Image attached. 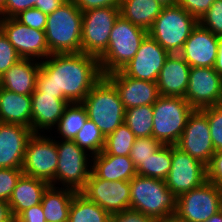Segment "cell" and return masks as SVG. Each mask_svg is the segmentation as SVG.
<instances>
[{
    "label": "cell",
    "mask_w": 222,
    "mask_h": 222,
    "mask_svg": "<svg viewBox=\"0 0 222 222\" xmlns=\"http://www.w3.org/2000/svg\"><path fill=\"white\" fill-rule=\"evenodd\" d=\"M117 89L124 109L153 105L160 96L156 82L133 79L121 70L105 75Z\"/></svg>",
    "instance_id": "cell-18"
},
{
    "label": "cell",
    "mask_w": 222,
    "mask_h": 222,
    "mask_svg": "<svg viewBox=\"0 0 222 222\" xmlns=\"http://www.w3.org/2000/svg\"><path fill=\"white\" fill-rule=\"evenodd\" d=\"M147 35L148 31L119 15L111 30L108 47L98 58L102 75L124 68L136 55Z\"/></svg>",
    "instance_id": "cell-3"
},
{
    "label": "cell",
    "mask_w": 222,
    "mask_h": 222,
    "mask_svg": "<svg viewBox=\"0 0 222 222\" xmlns=\"http://www.w3.org/2000/svg\"><path fill=\"white\" fill-rule=\"evenodd\" d=\"M214 70L222 76V35L218 36V54L216 57Z\"/></svg>",
    "instance_id": "cell-49"
},
{
    "label": "cell",
    "mask_w": 222,
    "mask_h": 222,
    "mask_svg": "<svg viewBox=\"0 0 222 222\" xmlns=\"http://www.w3.org/2000/svg\"><path fill=\"white\" fill-rule=\"evenodd\" d=\"M207 116L215 152L222 151V104L201 109Z\"/></svg>",
    "instance_id": "cell-36"
},
{
    "label": "cell",
    "mask_w": 222,
    "mask_h": 222,
    "mask_svg": "<svg viewBox=\"0 0 222 222\" xmlns=\"http://www.w3.org/2000/svg\"><path fill=\"white\" fill-rule=\"evenodd\" d=\"M156 1L162 4L164 7L178 4V0H156Z\"/></svg>",
    "instance_id": "cell-52"
},
{
    "label": "cell",
    "mask_w": 222,
    "mask_h": 222,
    "mask_svg": "<svg viewBox=\"0 0 222 222\" xmlns=\"http://www.w3.org/2000/svg\"><path fill=\"white\" fill-rule=\"evenodd\" d=\"M191 67L178 54H170L157 78L161 96L185 97Z\"/></svg>",
    "instance_id": "cell-21"
},
{
    "label": "cell",
    "mask_w": 222,
    "mask_h": 222,
    "mask_svg": "<svg viewBox=\"0 0 222 222\" xmlns=\"http://www.w3.org/2000/svg\"><path fill=\"white\" fill-rule=\"evenodd\" d=\"M119 7H100L82 12L81 52L99 58L107 49Z\"/></svg>",
    "instance_id": "cell-8"
},
{
    "label": "cell",
    "mask_w": 222,
    "mask_h": 222,
    "mask_svg": "<svg viewBox=\"0 0 222 222\" xmlns=\"http://www.w3.org/2000/svg\"><path fill=\"white\" fill-rule=\"evenodd\" d=\"M22 174V168H0V200L9 201Z\"/></svg>",
    "instance_id": "cell-38"
},
{
    "label": "cell",
    "mask_w": 222,
    "mask_h": 222,
    "mask_svg": "<svg viewBox=\"0 0 222 222\" xmlns=\"http://www.w3.org/2000/svg\"><path fill=\"white\" fill-rule=\"evenodd\" d=\"M0 222H15L8 202L0 200Z\"/></svg>",
    "instance_id": "cell-48"
},
{
    "label": "cell",
    "mask_w": 222,
    "mask_h": 222,
    "mask_svg": "<svg viewBox=\"0 0 222 222\" xmlns=\"http://www.w3.org/2000/svg\"><path fill=\"white\" fill-rule=\"evenodd\" d=\"M130 208L158 220L176 212L177 196L164 180L136 175L130 180Z\"/></svg>",
    "instance_id": "cell-4"
},
{
    "label": "cell",
    "mask_w": 222,
    "mask_h": 222,
    "mask_svg": "<svg viewBox=\"0 0 222 222\" xmlns=\"http://www.w3.org/2000/svg\"><path fill=\"white\" fill-rule=\"evenodd\" d=\"M222 188L205 181L177 197L176 214L186 222H205L221 210Z\"/></svg>",
    "instance_id": "cell-9"
},
{
    "label": "cell",
    "mask_w": 222,
    "mask_h": 222,
    "mask_svg": "<svg viewBox=\"0 0 222 222\" xmlns=\"http://www.w3.org/2000/svg\"><path fill=\"white\" fill-rule=\"evenodd\" d=\"M198 23L196 17L190 15L178 4L166 6L148 30V35L170 54H175L181 51Z\"/></svg>",
    "instance_id": "cell-6"
},
{
    "label": "cell",
    "mask_w": 222,
    "mask_h": 222,
    "mask_svg": "<svg viewBox=\"0 0 222 222\" xmlns=\"http://www.w3.org/2000/svg\"><path fill=\"white\" fill-rule=\"evenodd\" d=\"M110 222H156V220L137 210L129 208L119 213L111 214Z\"/></svg>",
    "instance_id": "cell-44"
},
{
    "label": "cell",
    "mask_w": 222,
    "mask_h": 222,
    "mask_svg": "<svg viewBox=\"0 0 222 222\" xmlns=\"http://www.w3.org/2000/svg\"><path fill=\"white\" fill-rule=\"evenodd\" d=\"M22 59L8 38L0 31V77Z\"/></svg>",
    "instance_id": "cell-39"
},
{
    "label": "cell",
    "mask_w": 222,
    "mask_h": 222,
    "mask_svg": "<svg viewBox=\"0 0 222 222\" xmlns=\"http://www.w3.org/2000/svg\"><path fill=\"white\" fill-rule=\"evenodd\" d=\"M92 159L91 171L100 179L130 181L137 175L130 156L109 155L102 151Z\"/></svg>",
    "instance_id": "cell-25"
},
{
    "label": "cell",
    "mask_w": 222,
    "mask_h": 222,
    "mask_svg": "<svg viewBox=\"0 0 222 222\" xmlns=\"http://www.w3.org/2000/svg\"><path fill=\"white\" fill-rule=\"evenodd\" d=\"M184 99L200 110L222 104V76L214 67H191Z\"/></svg>",
    "instance_id": "cell-14"
},
{
    "label": "cell",
    "mask_w": 222,
    "mask_h": 222,
    "mask_svg": "<svg viewBox=\"0 0 222 222\" xmlns=\"http://www.w3.org/2000/svg\"><path fill=\"white\" fill-rule=\"evenodd\" d=\"M172 165V145H162L137 168V175L166 180Z\"/></svg>",
    "instance_id": "cell-30"
},
{
    "label": "cell",
    "mask_w": 222,
    "mask_h": 222,
    "mask_svg": "<svg viewBox=\"0 0 222 222\" xmlns=\"http://www.w3.org/2000/svg\"><path fill=\"white\" fill-rule=\"evenodd\" d=\"M136 137L123 123L105 138L104 152L109 155L130 156Z\"/></svg>",
    "instance_id": "cell-33"
},
{
    "label": "cell",
    "mask_w": 222,
    "mask_h": 222,
    "mask_svg": "<svg viewBox=\"0 0 222 222\" xmlns=\"http://www.w3.org/2000/svg\"><path fill=\"white\" fill-rule=\"evenodd\" d=\"M105 138L124 123L125 109L115 86L103 76L81 102Z\"/></svg>",
    "instance_id": "cell-5"
},
{
    "label": "cell",
    "mask_w": 222,
    "mask_h": 222,
    "mask_svg": "<svg viewBox=\"0 0 222 222\" xmlns=\"http://www.w3.org/2000/svg\"><path fill=\"white\" fill-rule=\"evenodd\" d=\"M216 0H178V5L198 20Z\"/></svg>",
    "instance_id": "cell-43"
},
{
    "label": "cell",
    "mask_w": 222,
    "mask_h": 222,
    "mask_svg": "<svg viewBox=\"0 0 222 222\" xmlns=\"http://www.w3.org/2000/svg\"><path fill=\"white\" fill-rule=\"evenodd\" d=\"M207 181L206 165L172 145V165L165 182L177 197Z\"/></svg>",
    "instance_id": "cell-15"
},
{
    "label": "cell",
    "mask_w": 222,
    "mask_h": 222,
    "mask_svg": "<svg viewBox=\"0 0 222 222\" xmlns=\"http://www.w3.org/2000/svg\"><path fill=\"white\" fill-rule=\"evenodd\" d=\"M198 22L212 34L222 35V0H216Z\"/></svg>",
    "instance_id": "cell-37"
},
{
    "label": "cell",
    "mask_w": 222,
    "mask_h": 222,
    "mask_svg": "<svg viewBox=\"0 0 222 222\" xmlns=\"http://www.w3.org/2000/svg\"><path fill=\"white\" fill-rule=\"evenodd\" d=\"M0 28L23 59H43L51 54L46 43L45 31L30 28L15 18L0 17ZM41 57V58H40ZM36 58V59H35Z\"/></svg>",
    "instance_id": "cell-13"
},
{
    "label": "cell",
    "mask_w": 222,
    "mask_h": 222,
    "mask_svg": "<svg viewBox=\"0 0 222 222\" xmlns=\"http://www.w3.org/2000/svg\"><path fill=\"white\" fill-rule=\"evenodd\" d=\"M77 191L50 185L44 192L41 206L46 222H68L71 201Z\"/></svg>",
    "instance_id": "cell-27"
},
{
    "label": "cell",
    "mask_w": 222,
    "mask_h": 222,
    "mask_svg": "<svg viewBox=\"0 0 222 222\" xmlns=\"http://www.w3.org/2000/svg\"><path fill=\"white\" fill-rule=\"evenodd\" d=\"M57 152L56 183L61 182L65 188L80 192L91 173V167L88 168L87 165V151L81 149L73 140L63 139L61 142L57 141Z\"/></svg>",
    "instance_id": "cell-11"
},
{
    "label": "cell",
    "mask_w": 222,
    "mask_h": 222,
    "mask_svg": "<svg viewBox=\"0 0 222 222\" xmlns=\"http://www.w3.org/2000/svg\"><path fill=\"white\" fill-rule=\"evenodd\" d=\"M87 119L86 108L81 102L69 103L63 116L59 119L56 129L62 135V139L74 140Z\"/></svg>",
    "instance_id": "cell-31"
},
{
    "label": "cell",
    "mask_w": 222,
    "mask_h": 222,
    "mask_svg": "<svg viewBox=\"0 0 222 222\" xmlns=\"http://www.w3.org/2000/svg\"><path fill=\"white\" fill-rule=\"evenodd\" d=\"M34 133L25 148L23 174L47 181L55 186L58 165L57 140Z\"/></svg>",
    "instance_id": "cell-10"
},
{
    "label": "cell",
    "mask_w": 222,
    "mask_h": 222,
    "mask_svg": "<svg viewBox=\"0 0 222 222\" xmlns=\"http://www.w3.org/2000/svg\"><path fill=\"white\" fill-rule=\"evenodd\" d=\"M163 7L156 0H121L119 10L123 18L148 31Z\"/></svg>",
    "instance_id": "cell-28"
},
{
    "label": "cell",
    "mask_w": 222,
    "mask_h": 222,
    "mask_svg": "<svg viewBox=\"0 0 222 222\" xmlns=\"http://www.w3.org/2000/svg\"><path fill=\"white\" fill-rule=\"evenodd\" d=\"M205 222H222V209L212 215L207 221Z\"/></svg>",
    "instance_id": "cell-51"
},
{
    "label": "cell",
    "mask_w": 222,
    "mask_h": 222,
    "mask_svg": "<svg viewBox=\"0 0 222 222\" xmlns=\"http://www.w3.org/2000/svg\"><path fill=\"white\" fill-rule=\"evenodd\" d=\"M48 15L44 14L40 9L29 8L20 12L14 18L21 24L33 29L45 31Z\"/></svg>",
    "instance_id": "cell-40"
},
{
    "label": "cell",
    "mask_w": 222,
    "mask_h": 222,
    "mask_svg": "<svg viewBox=\"0 0 222 222\" xmlns=\"http://www.w3.org/2000/svg\"><path fill=\"white\" fill-rule=\"evenodd\" d=\"M162 144L154 137L136 138L131 148L130 159L135 168L150 157Z\"/></svg>",
    "instance_id": "cell-35"
},
{
    "label": "cell",
    "mask_w": 222,
    "mask_h": 222,
    "mask_svg": "<svg viewBox=\"0 0 222 222\" xmlns=\"http://www.w3.org/2000/svg\"><path fill=\"white\" fill-rule=\"evenodd\" d=\"M111 215L77 192L69 209L68 222H110Z\"/></svg>",
    "instance_id": "cell-29"
},
{
    "label": "cell",
    "mask_w": 222,
    "mask_h": 222,
    "mask_svg": "<svg viewBox=\"0 0 222 222\" xmlns=\"http://www.w3.org/2000/svg\"><path fill=\"white\" fill-rule=\"evenodd\" d=\"M31 113V96L17 94L0 87V123L31 128Z\"/></svg>",
    "instance_id": "cell-26"
},
{
    "label": "cell",
    "mask_w": 222,
    "mask_h": 222,
    "mask_svg": "<svg viewBox=\"0 0 222 222\" xmlns=\"http://www.w3.org/2000/svg\"><path fill=\"white\" fill-rule=\"evenodd\" d=\"M169 55L156 40L147 35L136 55L121 71L133 79L156 82Z\"/></svg>",
    "instance_id": "cell-17"
},
{
    "label": "cell",
    "mask_w": 222,
    "mask_h": 222,
    "mask_svg": "<svg viewBox=\"0 0 222 222\" xmlns=\"http://www.w3.org/2000/svg\"><path fill=\"white\" fill-rule=\"evenodd\" d=\"M31 103V128L33 133H39L42 129L52 130V126L58 124L70 102L67 99L54 97V95L39 93L35 89L31 95Z\"/></svg>",
    "instance_id": "cell-22"
},
{
    "label": "cell",
    "mask_w": 222,
    "mask_h": 222,
    "mask_svg": "<svg viewBox=\"0 0 222 222\" xmlns=\"http://www.w3.org/2000/svg\"><path fill=\"white\" fill-rule=\"evenodd\" d=\"M41 5V0H6L5 8L0 12V17L14 18L20 12Z\"/></svg>",
    "instance_id": "cell-41"
},
{
    "label": "cell",
    "mask_w": 222,
    "mask_h": 222,
    "mask_svg": "<svg viewBox=\"0 0 222 222\" xmlns=\"http://www.w3.org/2000/svg\"><path fill=\"white\" fill-rule=\"evenodd\" d=\"M178 54L190 67H214L218 54V36L198 23Z\"/></svg>",
    "instance_id": "cell-19"
},
{
    "label": "cell",
    "mask_w": 222,
    "mask_h": 222,
    "mask_svg": "<svg viewBox=\"0 0 222 222\" xmlns=\"http://www.w3.org/2000/svg\"><path fill=\"white\" fill-rule=\"evenodd\" d=\"M81 149L97 155L104 150L105 136L102 134L98 126L87 119L76 137L73 140Z\"/></svg>",
    "instance_id": "cell-34"
},
{
    "label": "cell",
    "mask_w": 222,
    "mask_h": 222,
    "mask_svg": "<svg viewBox=\"0 0 222 222\" xmlns=\"http://www.w3.org/2000/svg\"><path fill=\"white\" fill-rule=\"evenodd\" d=\"M34 59H20L1 77L0 87L21 95L31 96L36 89L40 62Z\"/></svg>",
    "instance_id": "cell-23"
},
{
    "label": "cell",
    "mask_w": 222,
    "mask_h": 222,
    "mask_svg": "<svg viewBox=\"0 0 222 222\" xmlns=\"http://www.w3.org/2000/svg\"><path fill=\"white\" fill-rule=\"evenodd\" d=\"M49 58V59H48ZM40 61L36 90L39 93L82 102L103 77L97 57L85 53L51 54Z\"/></svg>",
    "instance_id": "cell-1"
},
{
    "label": "cell",
    "mask_w": 222,
    "mask_h": 222,
    "mask_svg": "<svg viewBox=\"0 0 222 222\" xmlns=\"http://www.w3.org/2000/svg\"><path fill=\"white\" fill-rule=\"evenodd\" d=\"M15 222H46L41 203L24 210Z\"/></svg>",
    "instance_id": "cell-46"
},
{
    "label": "cell",
    "mask_w": 222,
    "mask_h": 222,
    "mask_svg": "<svg viewBox=\"0 0 222 222\" xmlns=\"http://www.w3.org/2000/svg\"><path fill=\"white\" fill-rule=\"evenodd\" d=\"M72 1L82 12L100 7H110V6L120 7L121 4V0H72Z\"/></svg>",
    "instance_id": "cell-45"
},
{
    "label": "cell",
    "mask_w": 222,
    "mask_h": 222,
    "mask_svg": "<svg viewBox=\"0 0 222 222\" xmlns=\"http://www.w3.org/2000/svg\"><path fill=\"white\" fill-rule=\"evenodd\" d=\"M82 11L72 0L48 15L45 28L50 54L81 53Z\"/></svg>",
    "instance_id": "cell-2"
},
{
    "label": "cell",
    "mask_w": 222,
    "mask_h": 222,
    "mask_svg": "<svg viewBox=\"0 0 222 222\" xmlns=\"http://www.w3.org/2000/svg\"><path fill=\"white\" fill-rule=\"evenodd\" d=\"M175 146L204 165H208L215 150L210 135L209 122L202 110H193Z\"/></svg>",
    "instance_id": "cell-16"
},
{
    "label": "cell",
    "mask_w": 222,
    "mask_h": 222,
    "mask_svg": "<svg viewBox=\"0 0 222 222\" xmlns=\"http://www.w3.org/2000/svg\"><path fill=\"white\" fill-rule=\"evenodd\" d=\"M124 123L136 138L152 137L153 107L143 105L125 110Z\"/></svg>",
    "instance_id": "cell-32"
},
{
    "label": "cell",
    "mask_w": 222,
    "mask_h": 222,
    "mask_svg": "<svg viewBox=\"0 0 222 222\" xmlns=\"http://www.w3.org/2000/svg\"><path fill=\"white\" fill-rule=\"evenodd\" d=\"M206 170L207 180L222 188V151L213 154Z\"/></svg>",
    "instance_id": "cell-42"
},
{
    "label": "cell",
    "mask_w": 222,
    "mask_h": 222,
    "mask_svg": "<svg viewBox=\"0 0 222 222\" xmlns=\"http://www.w3.org/2000/svg\"><path fill=\"white\" fill-rule=\"evenodd\" d=\"M50 185L45 180L22 174L8 201L14 219L24 210L40 204Z\"/></svg>",
    "instance_id": "cell-24"
},
{
    "label": "cell",
    "mask_w": 222,
    "mask_h": 222,
    "mask_svg": "<svg viewBox=\"0 0 222 222\" xmlns=\"http://www.w3.org/2000/svg\"><path fill=\"white\" fill-rule=\"evenodd\" d=\"M80 193L110 215L130 208V181L100 179L91 171Z\"/></svg>",
    "instance_id": "cell-12"
},
{
    "label": "cell",
    "mask_w": 222,
    "mask_h": 222,
    "mask_svg": "<svg viewBox=\"0 0 222 222\" xmlns=\"http://www.w3.org/2000/svg\"><path fill=\"white\" fill-rule=\"evenodd\" d=\"M6 0H0V12L5 8Z\"/></svg>",
    "instance_id": "cell-53"
},
{
    "label": "cell",
    "mask_w": 222,
    "mask_h": 222,
    "mask_svg": "<svg viewBox=\"0 0 222 222\" xmlns=\"http://www.w3.org/2000/svg\"><path fill=\"white\" fill-rule=\"evenodd\" d=\"M32 128L0 123V168H22Z\"/></svg>",
    "instance_id": "cell-20"
},
{
    "label": "cell",
    "mask_w": 222,
    "mask_h": 222,
    "mask_svg": "<svg viewBox=\"0 0 222 222\" xmlns=\"http://www.w3.org/2000/svg\"><path fill=\"white\" fill-rule=\"evenodd\" d=\"M152 107V137L162 145H176L194 109L182 97L161 95Z\"/></svg>",
    "instance_id": "cell-7"
},
{
    "label": "cell",
    "mask_w": 222,
    "mask_h": 222,
    "mask_svg": "<svg viewBox=\"0 0 222 222\" xmlns=\"http://www.w3.org/2000/svg\"><path fill=\"white\" fill-rule=\"evenodd\" d=\"M67 0H41V5H35L44 14L49 15L59 8Z\"/></svg>",
    "instance_id": "cell-47"
},
{
    "label": "cell",
    "mask_w": 222,
    "mask_h": 222,
    "mask_svg": "<svg viewBox=\"0 0 222 222\" xmlns=\"http://www.w3.org/2000/svg\"><path fill=\"white\" fill-rule=\"evenodd\" d=\"M156 222H186L184 219L180 218L176 213L171 214L167 217L156 220Z\"/></svg>",
    "instance_id": "cell-50"
}]
</instances>
